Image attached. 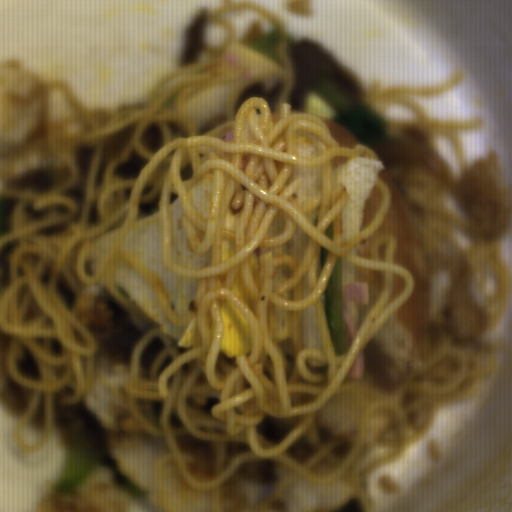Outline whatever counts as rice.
<instances>
[{
  "label": "rice",
  "mask_w": 512,
  "mask_h": 512,
  "mask_svg": "<svg viewBox=\"0 0 512 512\" xmlns=\"http://www.w3.org/2000/svg\"><path fill=\"white\" fill-rule=\"evenodd\" d=\"M61 476L46 486L36 512H134L136 497L114 482L102 458H96L91 473L71 491L56 492Z\"/></svg>",
  "instance_id": "1"
},
{
  "label": "rice",
  "mask_w": 512,
  "mask_h": 512,
  "mask_svg": "<svg viewBox=\"0 0 512 512\" xmlns=\"http://www.w3.org/2000/svg\"><path fill=\"white\" fill-rule=\"evenodd\" d=\"M129 377L130 365L105 360L96 354L93 385L83 399L107 433L141 437L148 433L130 415L122 389Z\"/></svg>",
  "instance_id": "2"
}]
</instances>
